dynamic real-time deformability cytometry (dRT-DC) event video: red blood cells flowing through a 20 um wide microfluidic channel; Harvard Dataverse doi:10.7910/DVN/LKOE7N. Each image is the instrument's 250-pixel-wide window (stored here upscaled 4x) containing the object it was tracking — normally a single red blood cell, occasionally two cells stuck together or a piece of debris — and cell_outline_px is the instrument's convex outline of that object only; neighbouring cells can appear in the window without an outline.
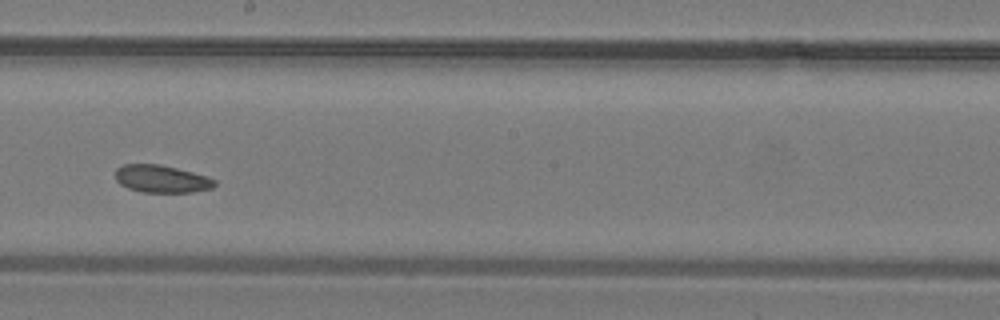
{"species": "common noctule bat (a hibernating species)", "species_latin": "Nyctalus noctula", "temperature_condition": "warm", "stored_images_in_passage": 22, "camera_frame_rate_fps": 3000, "um_per_image_px": 0.085, "animal": {"sex": "male", "body_mass_g": 19.2, "forearm_length_mm": 51.8}, "frame": {"image": 1, "passage_image": 10, "time_ms": 3.0, "image_size_px": [1000, 320], "cell_outline_px": [[216, 184], [212, 188], [192, 192], [140, 192], [128, 188], [120, 184], [116, 180], [116, 168], [124, 164], [160, 164], [192, 172], [216, 180]], "centroid_in_image_um": [13.7, 15.21], "position_along_channel_um": 234.5, "area_um2": 15.84}}